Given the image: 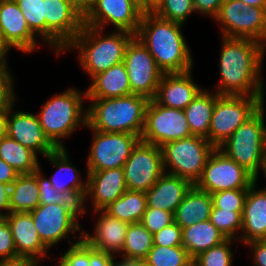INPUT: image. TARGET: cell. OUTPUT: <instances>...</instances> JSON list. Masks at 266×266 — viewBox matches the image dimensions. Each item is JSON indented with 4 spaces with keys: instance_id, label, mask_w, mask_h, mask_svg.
<instances>
[{
    "instance_id": "49",
    "label": "cell",
    "mask_w": 266,
    "mask_h": 266,
    "mask_svg": "<svg viewBox=\"0 0 266 266\" xmlns=\"http://www.w3.org/2000/svg\"><path fill=\"white\" fill-rule=\"evenodd\" d=\"M116 255L93 249L90 246L89 266H115L118 262L115 260Z\"/></svg>"
},
{
    "instance_id": "8",
    "label": "cell",
    "mask_w": 266,
    "mask_h": 266,
    "mask_svg": "<svg viewBox=\"0 0 266 266\" xmlns=\"http://www.w3.org/2000/svg\"><path fill=\"white\" fill-rule=\"evenodd\" d=\"M264 96L220 95L210 121L208 140L219 148L265 102Z\"/></svg>"
},
{
    "instance_id": "48",
    "label": "cell",
    "mask_w": 266,
    "mask_h": 266,
    "mask_svg": "<svg viewBox=\"0 0 266 266\" xmlns=\"http://www.w3.org/2000/svg\"><path fill=\"white\" fill-rule=\"evenodd\" d=\"M252 250V259L255 266H266V239L254 240L245 244Z\"/></svg>"
},
{
    "instance_id": "43",
    "label": "cell",
    "mask_w": 266,
    "mask_h": 266,
    "mask_svg": "<svg viewBox=\"0 0 266 266\" xmlns=\"http://www.w3.org/2000/svg\"><path fill=\"white\" fill-rule=\"evenodd\" d=\"M58 266H89L90 245L83 239L72 244L70 248L60 255Z\"/></svg>"
},
{
    "instance_id": "53",
    "label": "cell",
    "mask_w": 266,
    "mask_h": 266,
    "mask_svg": "<svg viewBox=\"0 0 266 266\" xmlns=\"http://www.w3.org/2000/svg\"><path fill=\"white\" fill-rule=\"evenodd\" d=\"M162 0H138L140 8L144 12H152Z\"/></svg>"
},
{
    "instance_id": "1",
    "label": "cell",
    "mask_w": 266,
    "mask_h": 266,
    "mask_svg": "<svg viewBox=\"0 0 266 266\" xmlns=\"http://www.w3.org/2000/svg\"><path fill=\"white\" fill-rule=\"evenodd\" d=\"M219 60L218 95L264 96L261 77L266 46L248 38L222 37Z\"/></svg>"
},
{
    "instance_id": "40",
    "label": "cell",
    "mask_w": 266,
    "mask_h": 266,
    "mask_svg": "<svg viewBox=\"0 0 266 266\" xmlns=\"http://www.w3.org/2000/svg\"><path fill=\"white\" fill-rule=\"evenodd\" d=\"M152 12L163 19L184 25L195 8L193 0H162Z\"/></svg>"
},
{
    "instance_id": "23",
    "label": "cell",
    "mask_w": 266,
    "mask_h": 266,
    "mask_svg": "<svg viewBox=\"0 0 266 266\" xmlns=\"http://www.w3.org/2000/svg\"><path fill=\"white\" fill-rule=\"evenodd\" d=\"M192 70L182 73H164L154 100L168 108L184 110L203 90L192 79Z\"/></svg>"
},
{
    "instance_id": "33",
    "label": "cell",
    "mask_w": 266,
    "mask_h": 266,
    "mask_svg": "<svg viewBox=\"0 0 266 266\" xmlns=\"http://www.w3.org/2000/svg\"><path fill=\"white\" fill-rule=\"evenodd\" d=\"M147 209V197L143 191L127 190L104 210L111 216L129 224L141 222Z\"/></svg>"
},
{
    "instance_id": "14",
    "label": "cell",
    "mask_w": 266,
    "mask_h": 266,
    "mask_svg": "<svg viewBox=\"0 0 266 266\" xmlns=\"http://www.w3.org/2000/svg\"><path fill=\"white\" fill-rule=\"evenodd\" d=\"M143 13L138 0H93L83 13V23L103 31L106 25H113L136 35Z\"/></svg>"
},
{
    "instance_id": "61",
    "label": "cell",
    "mask_w": 266,
    "mask_h": 266,
    "mask_svg": "<svg viewBox=\"0 0 266 266\" xmlns=\"http://www.w3.org/2000/svg\"><path fill=\"white\" fill-rule=\"evenodd\" d=\"M0 42H5L1 33V29H0Z\"/></svg>"
},
{
    "instance_id": "62",
    "label": "cell",
    "mask_w": 266,
    "mask_h": 266,
    "mask_svg": "<svg viewBox=\"0 0 266 266\" xmlns=\"http://www.w3.org/2000/svg\"><path fill=\"white\" fill-rule=\"evenodd\" d=\"M5 218V216L0 212V222Z\"/></svg>"
},
{
    "instance_id": "21",
    "label": "cell",
    "mask_w": 266,
    "mask_h": 266,
    "mask_svg": "<svg viewBox=\"0 0 266 266\" xmlns=\"http://www.w3.org/2000/svg\"><path fill=\"white\" fill-rule=\"evenodd\" d=\"M0 29L5 43L22 53H31L37 49L36 35L30 30L17 2H0Z\"/></svg>"
},
{
    "instance_id": "41",
    "label": "cell",
    "mask_w": 266,
    "mask_h": 266,
    "mask_svg": "<svg viewBox=\"0 0 266 266\" xmlns=\"http://www.w3.org/2000/svg\"><path fill=\"white\" fill-rule=\"evenodd\" d=\"M248 189L225 190L212 193V203L214 208L243 212L244 202Z\"/></svg>"
},
{
    "instance_id": "11",
    "label": "cell",
    "mask_w": 266,
    "mask_h": 266,
    "mask_svg": "<svg viewBox=\"0 0 266 266\" xmlns=\"http://www.w3.org/2000/svg\"><path fill=\"white\" fill-rule=\"evenodd\" d=\"M92 130L93 138L86 159L87 171H102L122 168L131 155L133 148L141 140L138 135L130 133H108Z\"/></svg>"
},
{
    "instance_id": "26",
    "label": "cell",
    "mask_w": 266,
    "mask_h": 266,
    "mask_svg": "<svg viewBox=\"0 0 266 266\" xmlns=\"http://www.w3.org/2000/svg\"><path fill=\"white\" fill-rule=\"evenodd\" d=\"M68 155L65 147L57 148L45 157L56 167L55 173L49 180L57 191L71 192L82 203L87 190V173L85 180L81 179L79 170L72 165Z\"/></svg>"
},
{
    "instance_id": "15",
    "label": "cell",
    "mask_w": 266,
    "mask_h": 266,
    "mask_svg": "<svg viewBox=\"0 0 266 266\" xmlns=\"http://www.w3.org/2000/svg\"><path fill=\"white\" fill-rule=\"evenodd\" d=\"M123 62L132 94L154 99L164 72L138 37L134 36L128 43Z\"/></svg>"
},
{
    "instance_id": "47",
    "label": "cell",
    "mask_w": 266,
    "mask_h": 266,
    "mask_svg": "<svg viewBox=\"0 0 266 266\" xmlns=\"http://www.w3.org/2000/svg\"><path fill=\"white\" fill-rule=\"evenodd\" d=\"M224 0H193L195 12L204 16L216 17Z\"/></svg>"
},
{
    "instance_id": "35",
    "label": "cell",
    "mask_w": 266,
    "mask_h": 266,
    "mask_svg": "<svg viewBox=\"0 0 266 266\" xmlns=\"http://www.w3.org/2000/svg\"><path fill=\"white\" fill-rule=\"evenodd\" d=\"M144 262L149 266H193V259L183 246H153Z\"/></svg>"
},
{
    "instance_id": "20",
    "label": "cell",
    "mask_w": 266,
    "mask_h": 266,
    "mask_svg": "<svg viewBox=\"0 0 266 266\" xmlns=\"http://www.w3.org/2000/svg\"><path fill=\"white\" fill-rule=\"evenodd\" d=\"M87 172V190L82 202L83 215L87 198H91L92 209L104 210L127 190L123 168Z\"/></svg>"
},
{
    "instance_id": "2",
    "label": "cell",
    "mask_w": 266,
    "mask_h": 266,
    "mask_svg": "<svg viewBox=\"0 0 266 266\" xmlns=\"http://www.w3.org/2000/svg\"><path fill=\"white\" fill-rule=\"evenodd\" d=\"M183 24L144 12L137 34L164 73L192 70L193 57L182 33Z\"/></svg>"
},
{
    "instance_id": "58",
    "label": "cell",
    "mask_w": 266,
    "mask_h": 266,
    "mask_svg": "<svg viewBox=\"0 0 266 266\" xmlns=\"http://www.w3.org/2000/svg\"><path fill=\"white\" fill-rule=\"evenodd\" d=\"M132 266H149V265L144 261H136L132 262Z\"/></svg>"
},
{
    "instance_id": "19",
    "label": "cell",
    "mask_w": 266,
    "mask_h": 266,
    "mask_svg": "<svg viewBox=\"0 0 266 266\" xmlns=\"http://www.w3.org/2000/svg\"><path fill=\"white\" fill-rule=\"evenodd\" d=\"M13 106L15 103L8 109L7 136L43 157L55 151L57 147L45 135L37 114L13 111Z\"/></svg>"
},
{
    "instance_id": "32",
    "label": "cell",
    "mask_w": 266,
    "mask_h": 266,
    "mask_svg": "<svg viewBox=\"0 0 266 266\" xmlns=\"http://www.w3.org/2000/svg\"><path fill=\"white\" fill-rule=\"evenodd\" d=\"M0 158L19 174L33 173L40 166L34 151L8 136L0 139Z\"/></svg>"
},
{
    "instance_id": "6",
    "label": "cell",
    "mask_w": 266,
    "mask_h": 266,
    "mask_svg": "<svg viewBox=\"0 0 266 266\" xmlns=\"http://www.w3.org/2000/svg\"><path fill=\"white\" fill-rule=\"evenodd\" d=\"M264 104L219 147L255 177L257 183L266 153Z\"/></svg>"
},
{
    "instance_id": "56",
    "label": "cell",
    "mask_w": 266,
    "mask_h": 266,
    "mask_svg": "<svg viewBox=\"0 0 266 266\" xmlns=\"http://www.w3.org/2000/svg\"><path fill=\"white\" fill-rule=\"evenodd\" d=\"M72 2L84 13L93 0H72Z\"/></svg>"
},
{
    "instance_id": "12",
    "label": "cell",
    "mask_w": 266,
    "mask_h": 266,
    "mask_svg": "<svg viewBox=\"0 0 266 266\" xmlns=\"http://www.w3.org/2000/svg\"><path fill=\"white\" fill-rule=\"evenodd\" d=\"M255 177L219 148L208 157L201 177L194 184L210 194L225 190L248 189Z\"/></svg>"
},
{
    "instance_id": "9",
    "label": "cell",
    "mask_w": 266,
    "mask_h": 266,
    "mask_svg": "<svg viewBox=\"0 0 266 266\" xmlns=\"http://www.w3.org/2000/svg\"><path fill=\"white\" fill-rule=\"evenodd\" d=\"M34 225L42 242L50 249L62 239H68L70 245L82 240L81 225L77 221L83 216L82 206L67 204H40L32 210ZM80 237L74 236L75 242L68 237L70 233L79 232Z\"/></svg>"
},
{
    "instance_id": "34",
    "label": "cell",
    "mask_w": 266,
    "mask_h": 266,
    "mask_svg": "<svg viewBox=\"0 0 266 266\" xmlns=\"http://www.w3.org/2000/svg\"><path fill=\"white\" fill-rule=\"evenodd\" d=\"M153 246V235L140 222L129 224L119 262L144 261Z\"/></svg>"
},
{
    "instance_id": "45",
    "label": "cell",
    "mask_w": 266,
    "mask_h": 266,
    "mask_svg": "<svg viewBox=\"0 0 266 266\" xmlns=\"http://www.w3.org/2000/svg\"><path fill=\"white\" fill-rule=\"evenodd\" d=\"M154 246H182V228L175 222L153 234Z\"/></svg>"
},
{
    "instance_id": "50",
    "label": "cell",
    "mask_w": 266,
    "mask_h": 266,
    "mask_svg": "<svg viewBox=\"0 0 266 266\" xmlns=\"http://www.w3.org/2000/svg\"><path fill=\"white\" fill-rule=\"evenodd\" d=\"M19 173L8 165L5 161L0 158V182L5 184H12Z\"/></svg>"
},
{
    "instance_id": "27",
    "label": "cell",
    "mask_w": 266,
    "mask_h": 266,
    "mask_svg": "<svg viewBox=\"0 0 266 266\" xmlns=\"http://www.w3.org/2000/svg\"><path fill=\"white\" fill-rule=\"evenodd\" d=\"M132 94L124 62L95 75L86 90L87 99H106Z\"/></svg>"
},
{
    "instance_id": "4",
    "label": "cell",
    "mask_w": 266,
    "mask_h": 266,
    "mask_svg": "<svg viewBox=\"0 0 266 266\" xmlns=\"http://www.w3.org/2000/svg\"><path fill=\"white\" fill-rule=\"evenodd\" d=\"M102 29L83 25L82 30L66 50H78L81 68L90 80L97 74L123 62L130 40L135 36L128 31L116 30L107 36Z\"/></svg>"
},
{
    "instance_id": "46",
    "label": "cell",
    "mask_w": 266,
    "mask_h": 266,
    "mask_svg": "<svg viewBox=\"0 0 266 266\" xmlns=\"http://www.w3.org/2000/svg\"><path fill=\"white\" fill-rule=\"evenodd\" d=\"M8 69L0 70V111L9 109L16 100L14 77Z\"/></svg>"
},
{
    "instance_id": "7",
    "label": "cell",
    "mask_w": 266,
    "mask_h": 266,
    "mask_svg": "<svg viewBox=\"0 0 266 266\" xmlns=\"http://www.w3.org/2000/svg\"><path fill=\"white\" fill-rule=\"evenodd\" d=\"M214 149L209 140L193 135L166 143L161 146L164 171L195 184Z\"/></svg>"
},
{
    "instance_id": "31",
    "label": "cell",
    "mask_w": 266,
    "mask_h": 266,
    "mask_svg": "<svg viewBox=\"0 0 266 266\" xmlns=\"http://www.w3.org/2000/svg\"><path fill=\"white\" fill-rule=\"evenodd\" d=\"M40 205L37 170L19 174L11 184L10 212H31Z\"/></svg>"
},
{
    "instance_id": "16",
    "label": "cell",
    "mask_w": 266,
    "mask_h": 266,
    "mask_svg": "<svg viewBox=\"0 0 266 266\" xmlns=\"http://www.w3.org/2000/svg\"><path fill=\"white\" fill-rule=\"evenodd\" d=\"M192 136L184 110L168 108L150 100L146 109L141 140L163 146L166 143Z\"/></svg>"
},
{
    "instance_id": "5",
    "label": "cell",
    "mask_w": 266,
    "mask_h": 266,
    "mask_svg": "<svg viewBox=\"0 0 266 266\" xmlns=\"http://www.w3.org/2000/svg\"><path fill=\"white\" fill-rule=\"evenodd\" d=\"M84 99H87L86 90L81 93L76 88H69L52 95L36 113L45 135L57 148H65L63 140L73 134L78 126L87 125Z\"/></svg>"
},
{
    "instance_id": "29",
    "label": "cell",
    "mask_w": 266,
    "mask_h": 266,
    "mask_svg": "<svg viewBox=\"0 0 266 266\" xmlns=\"http://www.w3.org/2000/svg\"><path fill=\"white\" fill-rule=\"evenodd\" d=\"M226 239L210 220L197 222L192 226L182 228V246L192 259Z\"/></svg>"
},
{
    "instance_id": "25",
    "label": "cell",
    "mask_w": 266,
    "mask_h": 266,
    "mask_svg": "<svg viewBox=\"0 0 266 266\" xmlns=\"http://www.w3.org/2000/svg\"><path fill=\"white\" fill-rule=\"evenodd\" d=\"M194 184L183 178L163 173L157 182L145 192L147 207L175 213L187 192Z\"/></svg>"
},
{
    "instance_id": "52",
    "label": "cell",
    "mask_w": 266,
    "mask_h": 266,
    "mask_svg": "<svg viewBox=\"0 0 266 266\" xmlns=\"http://www.w3.org/2000/svg\"><path fill=\"white\" fill-rule=\"evenodd\" d=\"M8 109L0 111V139L7 136Z\"/></svg>"
},
{
    "instance_id": "39",
    "label": "cell",
    "mask_w": 266,
    "mask_h": 266,
    "mask_svg": "<svg viewBox=\"0 0 266 266\" xmlns=\"http://www.w3.org/2000/svg\"><path fill=\"white\" fill-rule=\"evenodd\" d=\"M37 181L39 184L40 204H67L70 206H82V203L71 193L57 191L49 178L44 177L41 166L37 169Z\"/></svg>"
},
{
    "instance_id": "17",
    "label": "cell",
    "mask_w": 266,
    "mask_h": 266,
    "mask_svg": "<svg viewBox=\"0 0 266 266\" xmlns=\"http://www.w3.org/2000/svg\"><path fill=\"white\" fill-rule=\"evenodd\" d=\"M122 168L128 190L147 192L165 172L161 147L140 140Z\"/></svg>"
},
{
    "instance_id": "24",
    "label": "cell",
    "mask_w": 266,
    "mask_h": 266,
    "mask_svg": "<svg viewBox=\"0 0 266 266\" xmlns=\"http://www.w3.org/2000/svg\"><path fill=\"white\" fill-rule=\"evenodd\" d=\"M256 182L249 188L242 213L239 241L244 244L266 239V189H256Z\"/></svg>"
},
{
    "instance_id": "36",
    "label": "cell",
    "mask_w": 266,
    "mask_h": 266,
    "mask_svg": "<svg viewBox=\"0 0 266 266\" xmlns=\"http://www.w3.org/2000/svg\"><path fill=\"white\" fill-rule=\"evenodd\" d=\"M30 30L46 44L45 0H15Z\"/></svg>"
},
{
    "instance_id": "57",
    "label": "cell",
    "mask_w": 266,
    "mask_h": 266,
    "mask_svg": "<svg viewBox=\"0 0 266 266\" xmlns=\"http://www.w3.org/2000/svg\"><path fill=\"white\" fill-rule=\"evenodd\" d=\"M261 172L264 173V176L266 177V153L265 156L263 158V163H262V168H261ZM266 189V188H265Z\"/></svg>"
},
{
    "instance_id": "54",
    "label": "cell",
    "mask_w": 266,
    "mask_h": 266,
    "mask_svg": "<svg viewBox=\"0 0 266 266\" xmlns=\"http://www.w3.org/2000/svg\"><path fill=\"white\" fill-rule=\"evenodd\" d=\"M10 49L5 42H0V70L8 67L6 55Z\"/></svg>"
},
{
    "instance_id": "10",
    "label": "cell",
    "mask_w": 266,
    "mask_h": 266,
    "mask_svg": "<svg viewBox=\"0 0 266 266\" xmlns=\"http://www.w3.org/2000/svg\"><path fill=\"white\" fill-rule=\"evenodd\" d=\"M215 20L220 24L222 37L254 39L266 46V8L224 0Z\"/></svg>"
},
{
    "instance_id": "42",
    "label": "cell",
    "mask_w": 266,
    "mask_h": 266,
    "mask_svg": "<svg viewBox=\"0 0 266 266\" xmlns=\"http://www.w3.org/2000/svg\"><path fill=\"white\" fill-rule=\"evenodd\" d=\"M24 263L17 255L9 223L0 222V264Z\"/></svg>"
},
{
    "instance_id": "59",
    "label": "cell",
    "mask_w": 266,
    "mask_h": 266,
    "mask_svg": "<svg viewBox=\"0 0 266 266\" xmlns=\"http://www.w3.org/2000/svg\"><path fill=\"white\" fill-rule=\"evenodd\" d=\"M0 266H30L26 263L0 264Z\"/></svg>"
},
{
    "instance_id": "18",
    "label": "cell",
    "mask_w": 266,
    "mask_h": 266,
    "mask_svg": "<svg viewBox=\"0 0 266 266\" xmlns=\"http://www.w3.org/2000/svg\"><path fill=\"white\" fill-rule=\"evenodd\" d=\"M4 219L9 223L18 257L30 266H41L42 259L50 257L49 248L40 239L31 213L10 212Z\"/></svg>"
},
{
    "instance_id": "30",
    "label": "cell",
    "mask_w": 266,
    "mask_h": 266,
    "mask_svg": "<svg viewBox=\"0 0 266 266\" xmlns=\"http://www.w3.org/2000/svg\"><path fill=\"white\" fill-rule=\"evenodd\" d=\"M211 93L203 89L184 109L191 134L207 140L215 101L220 96L216 92Z\"/></svg>"
},
{
    "instance_id": "55",
    "label": "cell",
    "mask_w": 266,
    "mask_h": 266,
    "mask_svg": "<svg viewBox=\"0 0 266 266\" xmlns=\"http://www.w3.org/2000/svg\"><path fill=\"white\" fill-rule=\"evenodd\" d=\"M239 1H242L246 6L266 8V0H239Z\"/></svg>"
},
{
    "instance_id": "60",
    "label": "cell",
    "mask_w": 266,
    "mask_h": 266,
    "mask_svg": "<svg viewBox=\"0 0 266 266\" xmlns=\"http://www.w3.org/2000/svg\"><path fill=\"white\" fill-rule=\"evenodd\" d=\"M115 266H132V262L131 263L117 262Z\"/></svg>"
},
{
    "instance_id": "37",
    "label": "cell",
    "mask_w": 266,
    "mask_h": 266,
    "mask_svg": "<svg viewBox=\"0 0 266 266\" xmlns=\"http://www.w3.org/2000/svg\"><path fill=\"white\" fill-rule=\"evenodd\" d=\"M242 213L212 207L209 220L226 238H232L239 242L238 234H241L242 229Z\"/></svg>"
},
{
    "instance_id": "38",
    "label": "cell",
    "mask_w": 266,
    "mask_h": 266,
    "mask_svg": "<svg viewBox=\"0 0 266 266\" xmlns=\"http://www.w3.org/2000/svg\"><path fill=\"white\" fill-rule=\"evenodd\" d=\"M238 240L227 238L220 244L200 253L193 259V266H232V242Z\"/></svg>"
},
{
    "instance_id": "13",
    "label": "cell",
    "mask_w": 266,
    "mask_h": 266,
    "mask_svg": "<svg viewBox=\"0 0 266 266\" xmlns=\"http://www.w3.org/2000/svg\"><path fill=\"white\" fill-rule=\"evenodd\" d=\"M46 43L57 57L83 28V12L72 0H45Z\"/></svg>"
},
{
    "instance_id": "51",
    "label": "cell",
    "mask_w": 266,
    "mask_h": 266,
    "mask_svg": "<svg viewBox=\"0 0 266 266\" xmlns=\"http://www.w3.org/2000/svg\"><path fill=\"white\" fill-rule=\"evenodd\" d=\"M10 191V184L0 182V212L4 216L10 213Z\"/></svg>"
},
{
    "instance_id": "22",
    "label": "cell",
    "mask_w": 266,
    "mask_h": 266,
    "mask_svg": "<svg viewBox=\"0 0 266 266\" xmlns=\"http://www.w3.org/2000/svg\"><path fill=\"white\" fill-rule=\"evenodd\" d=\"M92 213H99L94 233L90 235L89 232L82 230V239L93 249L116 254L118 257L124 247L129 223L109 215L105 210H96Z\"/></svg>"
},
{
    "instance_id": "28",
    "label": "cell",
    "mask_w": 266,
    "mask_h": 266,
    "mask_svg": "<svg viewBox=\"0 0 266 266\" xmlns=\"http://www.w3.org/2000/svg\"><path fill=\"white\" fill-rule=\"evenodd\" d=\"M213 207L211 194L193 185L174 213V222L181 228L207 221Z\"/></svg>"
},
{
    "instance_id": "44",
    "label": "cell",
    "mask_w": 266,
    "mask_h": 266,
    "mask_svg": "<svg viewBox=\"0 0 266 266\" xmlns=\"http://www.w3.org/2000/svg\"><path fill=\"white\" fill-rule=\"evenodd\" d=\"M173 222V213L147 207L140 223L153 235Z\"/></svg>"
},
{
    "instance_id": "3",
    "label": "cell",
    "mask_w": 266,
    "mask_h": 266,
    "mask_svg": "<svg viewBox=\"0 0 266 266\" xmlns=\"http://www.w3.org/2000/svg\"><path fill=\"white\" fill-rule=\"evenodd\" d=\"M87 125L108 133H130L141 137L149 99L135 94L106 99H86Z\"/></svg>"
}]
</instances>
